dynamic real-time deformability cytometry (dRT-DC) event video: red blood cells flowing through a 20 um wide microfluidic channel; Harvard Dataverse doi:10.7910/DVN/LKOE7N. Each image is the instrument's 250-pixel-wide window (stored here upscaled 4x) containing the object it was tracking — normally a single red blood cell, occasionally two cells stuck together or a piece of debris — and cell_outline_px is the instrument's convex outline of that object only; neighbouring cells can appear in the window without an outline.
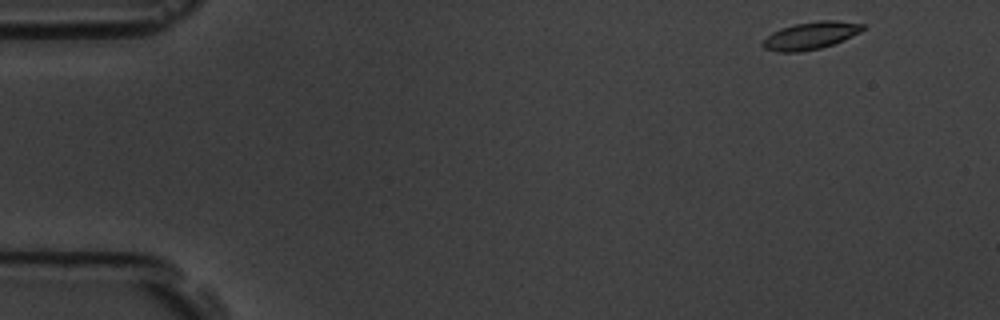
{"species": "common noctule bat (a hibernating species)", "species_latin": "Nyctalus noctula", "temperature_condition": "room temperature", "stored_images_in_passage": 7, "camera_frame_rate_fps": 3000, "um_per_image_px": 0.085, "animal": {"sex": "male", "body_mass_g": 19.5, "forearm_length_mm": 54.6}, "frame": {"image": 1, "passage_image": 1, "time_ms": 0.0, "image_size_px": [1000, 320], "cell_outline_px": [[864, 28], [860, 32], [844, 40], [820, 48], [800, 52], [776, 52], [764, 48], [760, 44], [772, 32], [780, 28], [796, 24], [820, 20], [836, 20], [864, 24]], "centroid_in_image_um": [68.89, 3.03], "position_along_channel_um": 16.1, "area_um2": 15.95}}
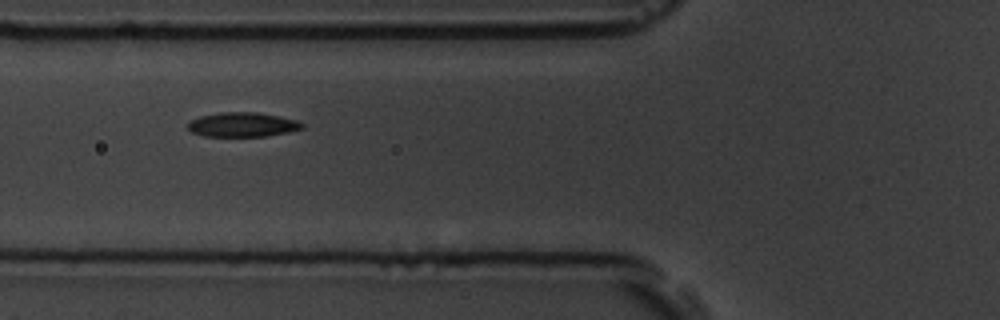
{"frame": {"image": 2, "passage_image": 6, "time_ms": 5.667, "image_size_px": [1000, 320], "cell_outline_px": [[304, 128], [288, 132], [264, 136], [204, 136], [192, 132], [188, 128], [188, 124], [192, 120], [200, 116], [220, 112], [256, 112], [280, 116], [296, 120], [304, 124]], "centroid_in_image_um": [20.63, 10.59], "position_along_channel_um": 105.2, "area_um2": 16.18}}
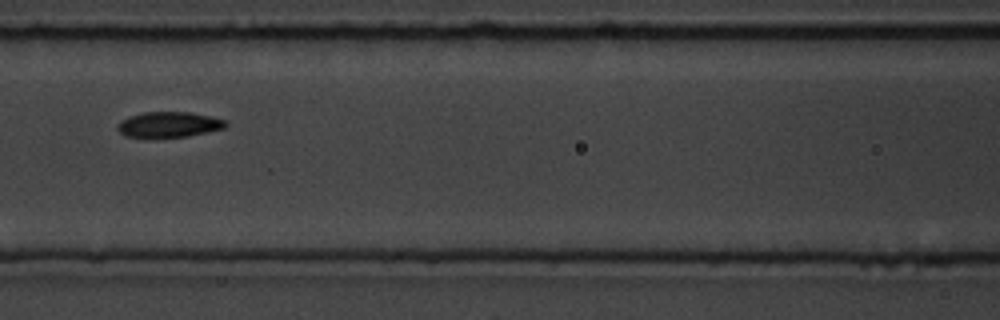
{"frame": {"image": 3, "passage_image": 7, "time_ms": 7.0, "image_size_px": [1000, 320], "cell_outline_px": [[228, 124], [224, 128], [188, 136], [124, 136], [116, 128], [116, 124], [120, 120], [128, 116], [144, 112], [192, 112], [212, 116], [224, 120]], "centroid_in_image_um": [14.34, 10.56], "position_along_channel_um": 152.3, "area_um2": 15.9}}